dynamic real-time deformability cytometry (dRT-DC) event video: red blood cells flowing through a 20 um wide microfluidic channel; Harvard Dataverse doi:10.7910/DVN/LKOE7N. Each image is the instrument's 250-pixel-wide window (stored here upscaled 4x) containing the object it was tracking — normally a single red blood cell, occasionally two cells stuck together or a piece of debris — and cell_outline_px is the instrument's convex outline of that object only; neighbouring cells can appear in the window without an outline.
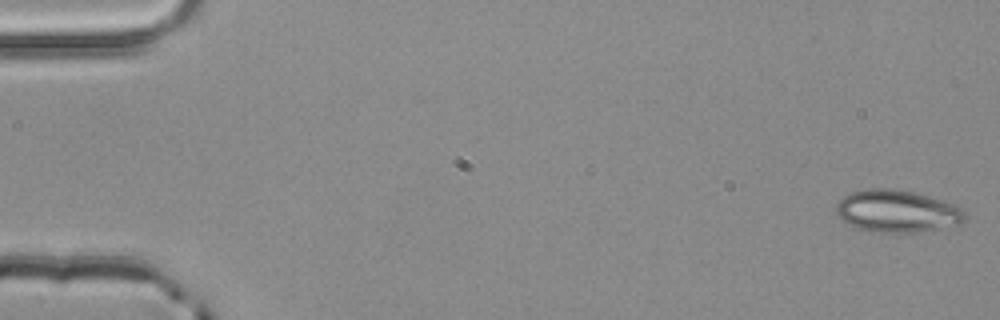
{"species": "common noctule bat (a hibernating species)", "species_latin": "Nyctalus noctula", "temperature_condition": "room temperature", "stored_images_in_passage": 4, "camera_frame_rate_fps": 3000, "um_per_image_px": 0.085, "animal": {"sex": "male", "body_mass_g": 20.4}, "frame": {"image": 1, "passage_image": 1, "time_ms": 0.0, "image_size_px": [1000, 320], "cell_outline_px": [[968, 216], [960, 224], [916, 232], [872, 232], [852, 228], [840, 220], [836, 216], [836, 204], [844, 196], [852, 192], [868, 188], [896, 188], [944, 200], [956, 204], [964, 208]], "centroid_in_image_um": [76.23, 17.95], "position_along_channel_um": 8.8, "area_um2": 32.31}}